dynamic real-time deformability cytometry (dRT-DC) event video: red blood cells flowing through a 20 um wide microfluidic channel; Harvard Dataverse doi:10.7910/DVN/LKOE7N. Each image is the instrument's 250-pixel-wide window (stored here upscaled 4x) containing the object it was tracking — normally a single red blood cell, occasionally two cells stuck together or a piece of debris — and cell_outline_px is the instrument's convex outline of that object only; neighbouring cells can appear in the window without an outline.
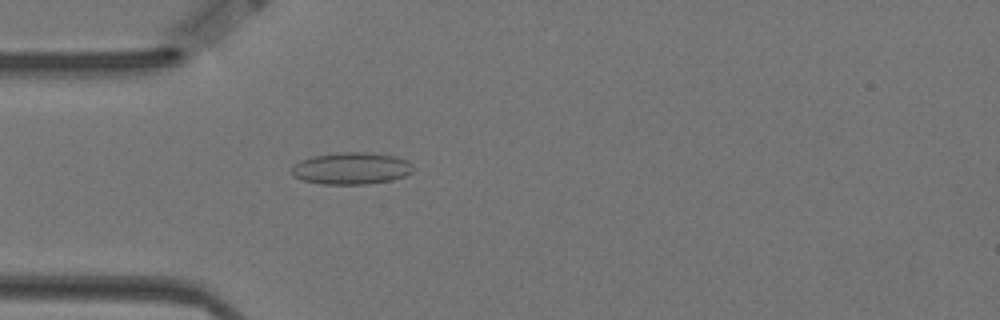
{"species": "Egyptian fruit bat (a non-hibernating species)", "species_latin": "Rousettus aegyptiacus", "temperature_condition": "warm", "stored_images_in_passage": 52, "camera_frame_rate_fps": 3000, "um_per_image_px": 0.085, "animal": {"sex": "female"}, "frame": {"image": 1, "passage_image": 11, "time_ms": 3.333, "image_size_px": [1000, 320], "cell_outline_px": [[412, 172], [404, 176], [392, 180], [368, 184], [324, 184], [300, 180], [292, 176], [292, 164], [300, 160], [312, 156], [340, 152], [364, 152], [396, 156], [408, 160], [412, 164]], "centroid_in_image_um": [29.84, 14.31], "position_along_channel_um": 55.2, "area_um2": 22.83}}
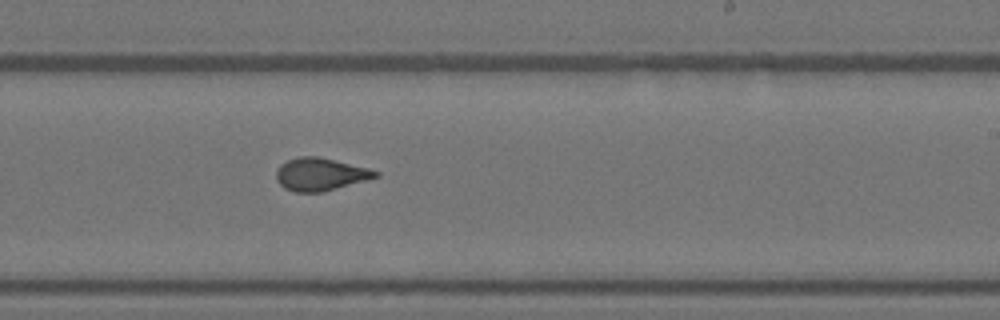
{"frame": {"image": 2, "passage_image": 29, "time_ms": 9.333, "image_size_px": [1000, 320], "cell_outline_px": [[380, 176], [368, 180], [320, 192], [296, 192], [284, 188], [276, 180], [276, 172], [280, 164], [288, 160], [300, 156], [316, 156], [368, 168], [380, 172]], "centroid_in_image_um": [27.22, 14.81], "position_along_channel_um": 261.8, "area_um2": 18.79}}
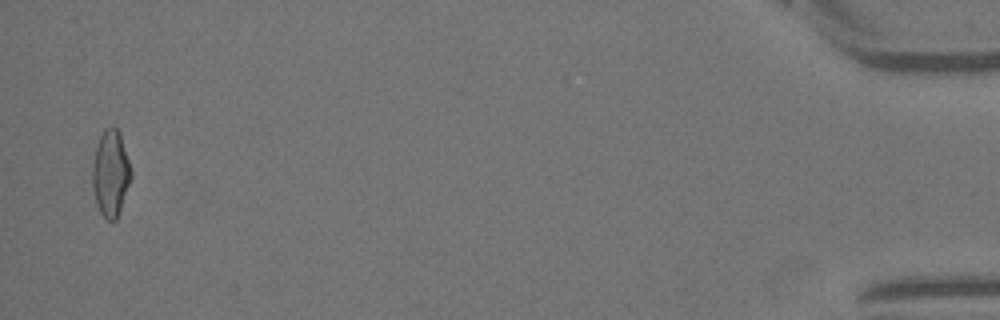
{"frame": {"image": 3, "passage_image": 51, "time_ms": 16.667, "image_size_px": [1000, 320], "cell_outline_px": [[132, 176], [116, 220], [104, 220], [96, 204], [92, 188], [92, 164], [96, 148], [100, 136], [104, 128], [112, 124], [120, 132], [132, 172]], "centroid_in_image_um": [9.39, 14.72], "position_along_channel_um": 425.8, "area_um2": 19.59}, "authors_computed_cell_mechanics": {"area_um2": 18.9584, "velocity_mm_per_s": 3.5048, "shape_relaxation_time_tau1_ms": 8.7744, "shape_relaxation_time_tau2_ms": 1.1032, "deformation_change_tau1": 0.1963, "deformation_change_tau2": 0.0586}}